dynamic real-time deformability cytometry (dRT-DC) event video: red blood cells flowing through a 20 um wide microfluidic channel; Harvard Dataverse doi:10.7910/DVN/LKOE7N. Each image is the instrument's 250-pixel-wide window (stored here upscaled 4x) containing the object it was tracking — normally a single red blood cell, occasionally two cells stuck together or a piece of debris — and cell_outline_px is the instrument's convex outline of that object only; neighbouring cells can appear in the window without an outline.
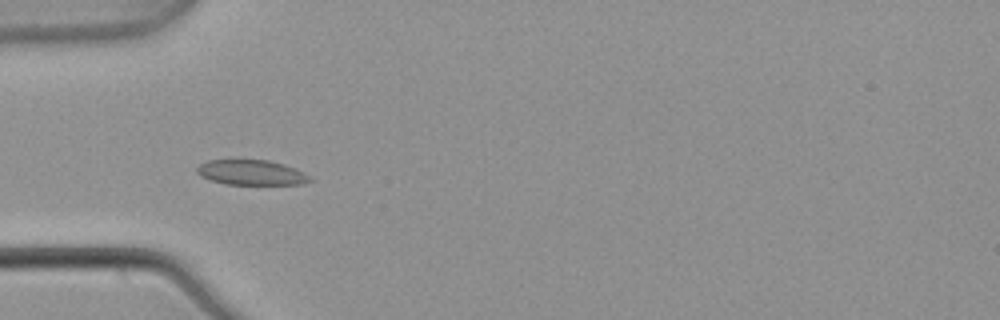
{"species": "common noctule bat (a hibernating species)", "species_latin": "Nyctalus noctula", "temperature_condition": "warm", "stored_images_in_passage": 5, "camera_frame_rate_fps": 3000, "um_per_image_px": 0.085, "animal": {"sex": "male", "body_mass_g": 21.5, "forearm_length_mm": 52.0}, "frame": {"image": 1, "passage_image": 4, "time_ms": 1.0, "image_size_px": [1000, 320], "cell_outline_px": [[316, 180], [300, 184], [224, 184], [200, 176], [196, 172], [196, 168], [200, 164], [208, 160], [268, 160], [284, 164], [296, 168], [304, 172]], "centroid_in_image_um": [21.4, 14.66], "position_along_channel_um": 63.6, "area_um2": 16.59}}
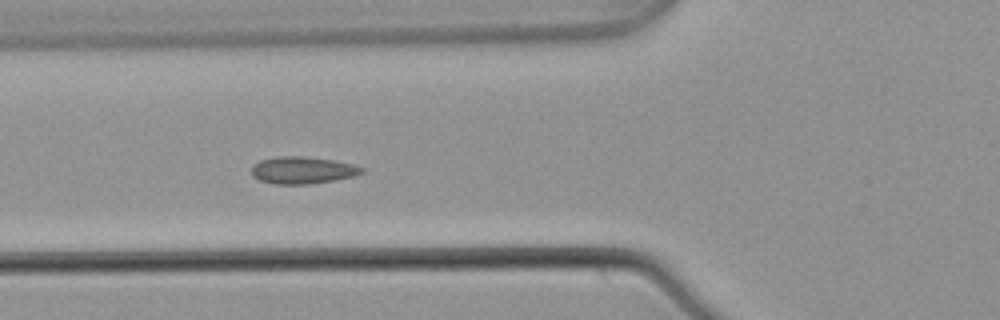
{"frame": {"image": 2, "passage_image": 5, "time_ms": 1.333, "image_size_px": [1000, 320], "cell_outline_px": [[364, 172], [352, 176], [336, 180], [308, 184], [276, 184], [260, 180], [252, 176], [252, 164], [260, 160], [280, 156], [300, 156], [332, 160], [352, 164], [364, 168]], "centroid_in_image_um": [25.69, 14.47], "position_along_channel_um": 100.1, "area_um2": 17.28}}